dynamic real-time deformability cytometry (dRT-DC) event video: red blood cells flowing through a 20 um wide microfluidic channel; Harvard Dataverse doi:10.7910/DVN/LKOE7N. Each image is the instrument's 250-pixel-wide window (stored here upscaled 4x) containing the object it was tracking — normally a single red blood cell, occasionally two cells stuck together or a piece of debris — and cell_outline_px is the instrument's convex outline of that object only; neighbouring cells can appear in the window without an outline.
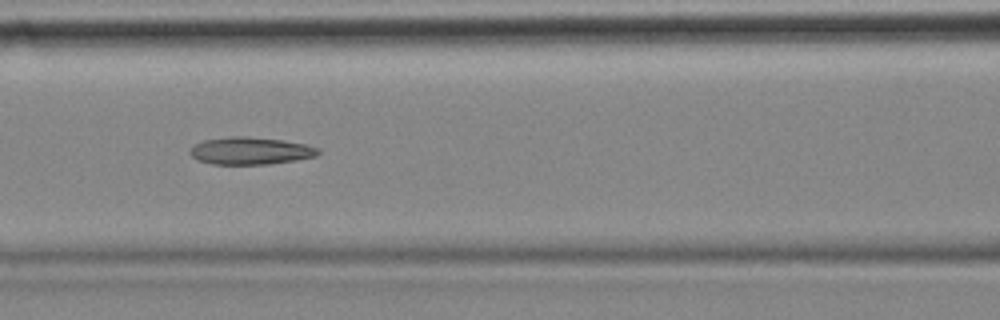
{"species": "common noctule bat (a hibernating species)", "species_latin": "Nyctalus noctula", "temperature_condition": "cold", "stored_images_in_passage": 9, "camera_frame_rate_fps": 3000, "um_per_image_px": 0.085, "animal": {"sex": "female", "body_mass_g": 18.4}, "frame": {"image": 1, "passage_image": 7, "time_ms": 2.0, "image_size_px": [1000, 320], "cell_outline_px": [[320, 152], [316, 156], [296, 160], [268, 164], [212, 164], [196, 160], [192, 156], [192, 148], [196, 144], [204, 140], [232, 136], [244, 136], [284, 140], [308, 144], [320, 148]], "centroid_in_image_um": [21.35, 12.82], "position_along_channel_um": 145.3, "area_um2": 20.4}}
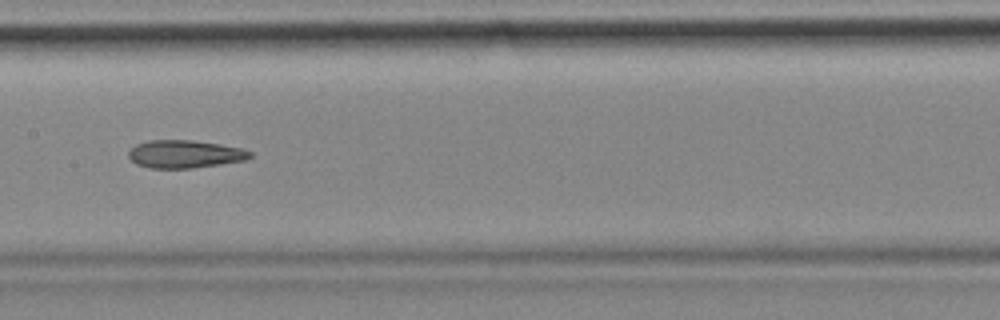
{"frame": {"image": 2, "passage_image": 8, "time_ms": 2.333, "image_size_px": [1000, 320], "cell_outline_px": [[252, 156], [244, 160], [220, 164], [192, 168], [152, 168], [136, 164], [128, 156], [128, 152], [136, 144], [148, 140], [192, 140], [240, 148], [252, 152]], "centroid_in_image_um": [15.67, 13.09], "position_along_channel_um": 191.7, "area_um2": 19.48}}